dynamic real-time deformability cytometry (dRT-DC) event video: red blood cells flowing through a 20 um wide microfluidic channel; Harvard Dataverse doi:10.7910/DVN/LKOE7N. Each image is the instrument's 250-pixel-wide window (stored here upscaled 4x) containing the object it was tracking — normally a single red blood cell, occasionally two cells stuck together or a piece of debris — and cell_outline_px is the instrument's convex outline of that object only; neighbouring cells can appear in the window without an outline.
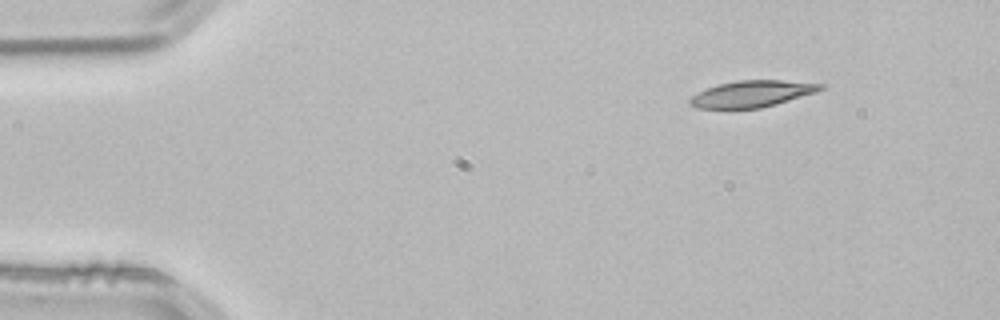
{"species": "common noctule bat (a hibernating species)", "species_latin": "Nyctalus noctula", "temperature_condition": "room temperature", "stored_images_in_passage": 47, "camera_frame_rate_fps": 3000, "um_per_image_px": 0.085, "animal": {"sex": "male", "body_mass_g": 21.5, "forearm_length_mm": 52.0}, "frame": {"image": 1, "passage_image": 1, "time_ms": 0.0, "image_size_px": [1000, 320], "cell_outline_px": [[828, 84], [824, 88], [816, 92], [776, 104], [760, 108], [696, 108], [688, 104], [688, 100], [692, 96], [708, 88], [720, 84], [740, 80], [780, 80]], "centroid_in_image_um": [63.95, 7.97], "position_along_channel_um": 21.0, "area_um2": 20.0}}
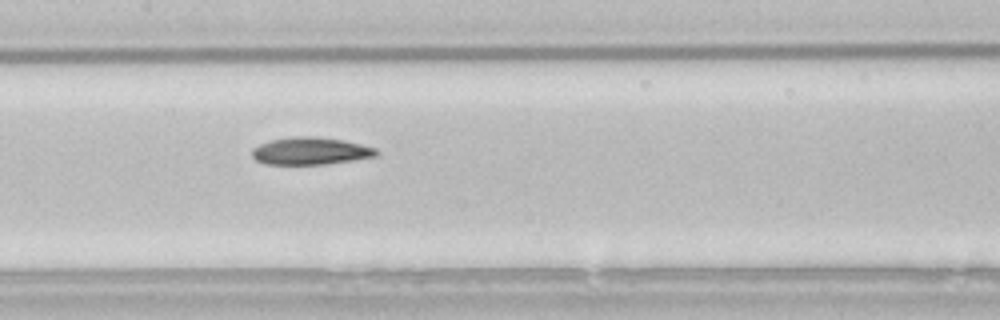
{"frame": {"image": 2, "passage_image": 20, "time_ms": 6.333, "image_size_px": [1000, 320], "cell_outline_px": [[380, 152], [376, 156], [328, 164], [264, 164], [256, 160], [252, 156], [252, 148], [260, 144], [272, 140], [292, 136], [312, 136], [340, 140], [360, 144], [376, 148]], "centroid_in_image_um": [26.38, 12.84], "position_along_channel_um": 181.0, "area_um2": 19.71}}
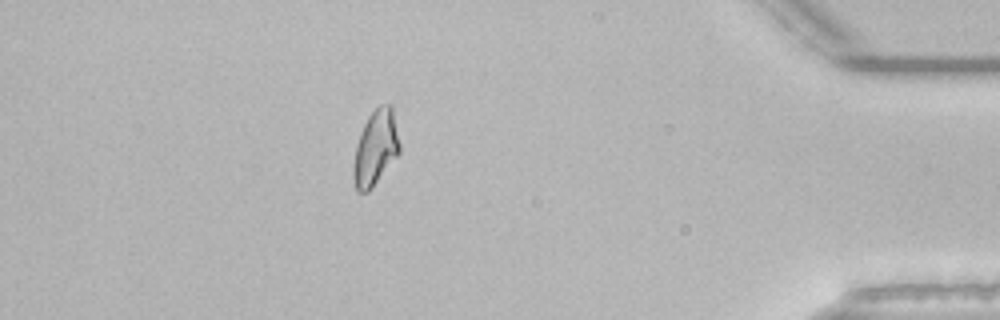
{"frame": {"image": 3, "passage_image": 41, "time_ms": 13.333, "image_size_px": [1000, 320], "cell_outline_px": [[400, 152], [372, 188], [368, 192], [356, 192], [352, 180], [352, 168], [356, 144], [364, 124], [368, 116], [380, 104], [392, 104], [400, 144]], "centroid_in_image_um": [31.9, 12.59], "position_along_channel_um": 403.3, "area_um2": 20.46}, "authors_computed_cell_mechanics": {"area_um2": 20.1144, "velocity_mm_per_s": 3.8392, "shape_relaxation_time_tau1_ms": null, "shape_relaxation_time_tau2_ms": 8.8933, "deformation_change_tau1": null, "deformation_change_tau2": 0.1816}}